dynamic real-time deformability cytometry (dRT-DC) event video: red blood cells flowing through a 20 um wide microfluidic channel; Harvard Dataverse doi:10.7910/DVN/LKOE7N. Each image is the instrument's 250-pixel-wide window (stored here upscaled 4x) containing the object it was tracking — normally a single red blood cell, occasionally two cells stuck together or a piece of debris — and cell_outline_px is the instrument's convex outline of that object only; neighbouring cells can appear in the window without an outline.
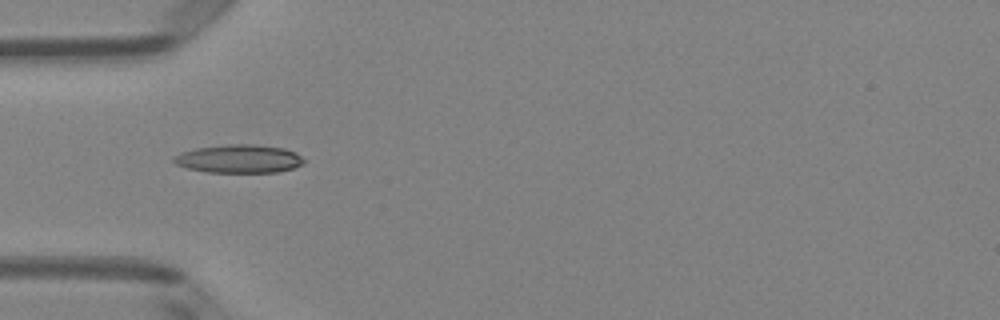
{"species": "Egyptian fruit bat (a non-hibernating species)", "species_latin": "Rousettus aegyptiacus", "temperature_condition": "room temperature", "stored_images_in_passage": 50, "camera_frame_rate_fps": 3000, "um_per_image_px": 0.085, "animal": {"sex": "female"}, "frame": {"image": 1, "passage_image": 16, "time_ms": 5.0, "image_size_px": [1000, 320], "cell_outline_px": [[304, 164], [292, 168], [276, 172], [208, 172], [188, 168], [176, 164], [172, 160], [172, 156], [180, 152], [196, 148], [228, 144], [252, 144], [284, 148], [296, 152], [304, 160]], "centroid_in_image_um": [20.3, 13.49], "position_along_channel_um": 64.7, "area_um2": 21.44}}
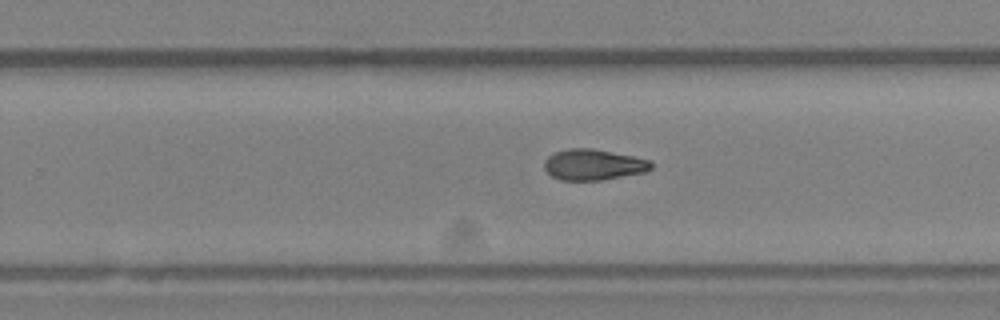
{"frame": {"image": 2, "passage_image": 32, "time_ms": 10.333, "image_size_px": [1000, 320], "cell_outline_px": [[652, 168], [644, 172], [604, 180], [560, 180], [552, 176], [544, 168], [544, 160], [552, 152], [568, 148], [592, 148], [632, 156], [648, 160], [652, 164]], "centroid_in_image_um": [50.39, 13.99], "position_along_channel_um": 279.4, "area_um2": 19.25}}
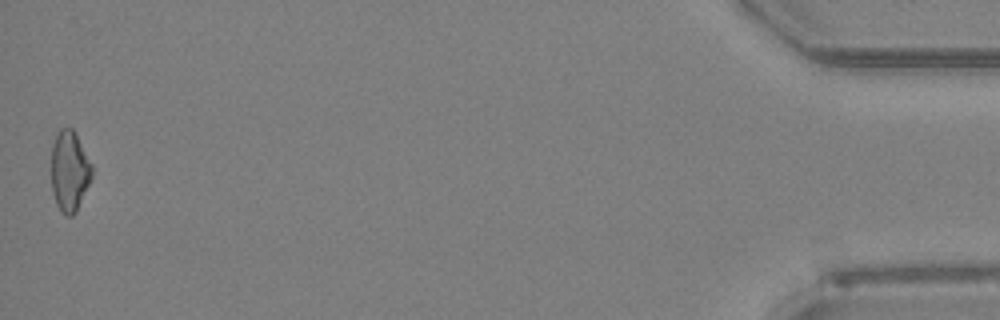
{"frame": {"image": 3, "passage_image": 50, "time_ms": 16.333, "image_size_px": [1000, 320], "cell_outline_px": [[92, 176], [76, 212], [72, 216], [64, 216], [60, 212], [56, 204], [52, 192], [52, 144], [56, 132], [60, 128], [72, 128], [92, 164]], "centroid_in_image_um": [5.89, 14.56], "position_along_channel_um": 429.3, "area_um2": 19.07}, "authors_computed_cell_mechanics": {"area_um2": 19.4786, "velocity_mm_per_s": 4.0617, "shape_relaxation_time_tau1_ms": 6.1662, "shape_relaxation_time_tau2_ms": 6.4215, "deformation_change_tau1": 0.1803, "deformation_change_tau2": 0.1585}}